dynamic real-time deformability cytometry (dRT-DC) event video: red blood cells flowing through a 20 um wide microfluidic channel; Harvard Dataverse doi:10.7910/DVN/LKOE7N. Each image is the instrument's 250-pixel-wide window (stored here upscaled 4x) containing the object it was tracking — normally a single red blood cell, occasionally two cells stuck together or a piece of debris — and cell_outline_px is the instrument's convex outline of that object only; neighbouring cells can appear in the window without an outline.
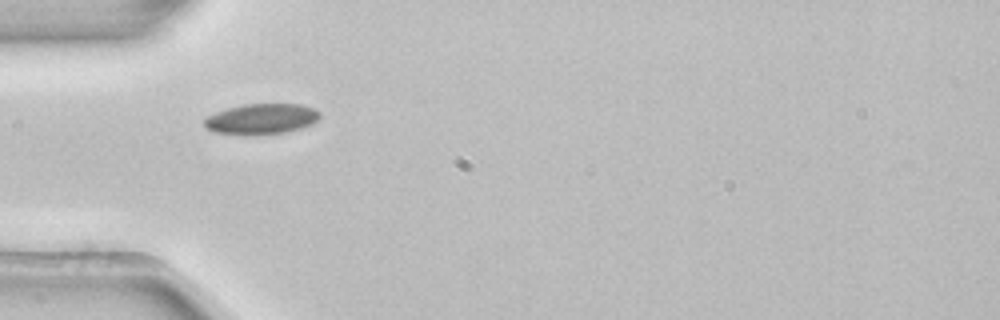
{"species": "common noctule bat (a hibernating species)", "species_latin": "Nyctalus noctula", "temperature_condition": "room temperature", "stored_images_in_passage": 5, "camera_frame_rate_fps": 3000, "um_per_image_px": 0.085, "animal": {"sex": "female", "body_mass_g": 22.7, "forearm_length_mm": 54.2}, "frame": {"image": 1, "passage_image": 5, "time_ms": 1.333, "image_size_px": [1000, 320], "cell_outline_px": [[320, 116], [312, 124], [300, 128], [284, 132], [252, 136], [244, 136], [212, 132], [204, 124], [204, 116], [228, 108], [244, 104], [300, 104], [312, 108], [320, 112]], "centroid_in_image_um": [22.17, 10.13], "position_along_channel_um": 62.8, "area_um2": 20.81}}